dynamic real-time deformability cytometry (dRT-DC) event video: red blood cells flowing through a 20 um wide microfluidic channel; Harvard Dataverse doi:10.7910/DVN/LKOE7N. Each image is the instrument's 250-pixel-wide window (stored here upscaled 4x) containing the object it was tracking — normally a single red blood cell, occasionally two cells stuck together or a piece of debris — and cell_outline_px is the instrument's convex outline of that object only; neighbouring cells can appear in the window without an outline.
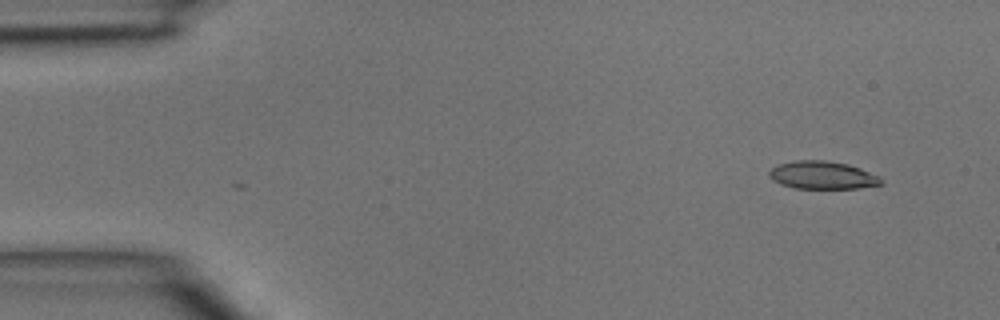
{"species": "common noctule bat (a hibernating species)", "species_latin": "Nyctalus noctula", "temperature_condition": "room temperature", "stored_images_in_passage": 4, "segment_of_instrument_passage": [2, 2], "camera_frame_rate_fps": 3000, "um_per_image_px": 0.085, "animal": {"sex": "male", "body_mass_g": 15.6}, "frame": {"image": 1, "passage_image": 4, "time_ms": 1.0, "image_size_px": [1000, 320], "cell_outline_px": [[884, 184], [860, 188], [796, 188], [780, 184], [772, 180], [768, 176], [768, 172], [772, 168], [780, 164], [796, 160], [824, 160], [848, 164], [860, 168], [880, 176]], "centroid_in_image_um": [69.92, 14.89], "position_along_channel_um": 15.1, "area_um2": 18.21}}